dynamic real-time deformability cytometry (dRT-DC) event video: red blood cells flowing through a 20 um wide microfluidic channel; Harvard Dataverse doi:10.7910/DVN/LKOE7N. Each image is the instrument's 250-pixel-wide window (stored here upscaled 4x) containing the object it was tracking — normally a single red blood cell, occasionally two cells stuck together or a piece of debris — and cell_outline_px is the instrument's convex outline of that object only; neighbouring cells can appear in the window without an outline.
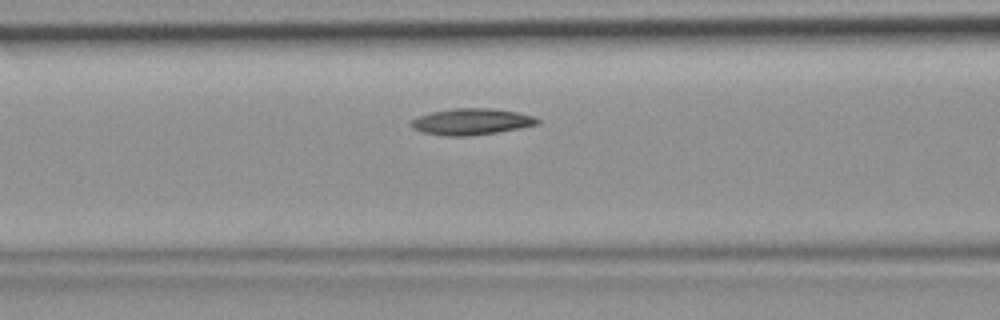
{"species": "common noctule bat (a hibernating species)", "species_latin": "Nyctalus noctula", "temperature_condition": "room temperature", "stored_images_in_passage": 40, "camera_frame_rate_fps": 3000, "um_per_image_px": 0.085, "animal": {"sex": "female", "body_mass_g": 19.9}, "frame": {"image": 1, "passage_image": 12, "time_ms": 3.667, "image_size_px": [1000, 320], "cell_outline_px": [[540, 124], [520, 128], [472, 136], [444, 136], [424, 132], [412, 128], [408, 124], [412, 120], [420, 116], [432, 112], [452, 108], [492, 108], [516, 112], [536, 116], [540, 120]], "centroid_in_image_um": [40.1, 10.34], "position_along_channel_um": 126.5, "area_um2": 19.48}}
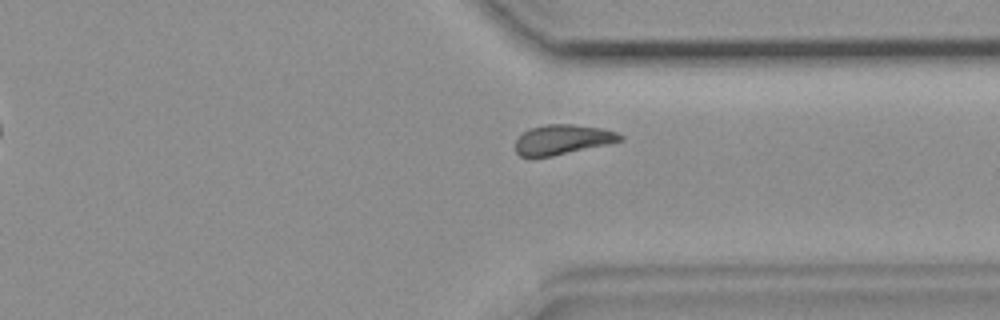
{"frame": {"image": 2, "passage_image": 29, "time_ms": 9.333, "image_size_px": [1000, 320], "cell_outline_px": [[624, 140], [608, 144], [552, 156], [520, 156], [516, 152], [516, 140], [528, 128], [544, 124], [572, 124], [600, 128], [616, 132], [624, 136]], "centroid_in_image_um": [47.83, 11.85], "position_along_channel_um": 363.6, "area_um2": 18.09}}
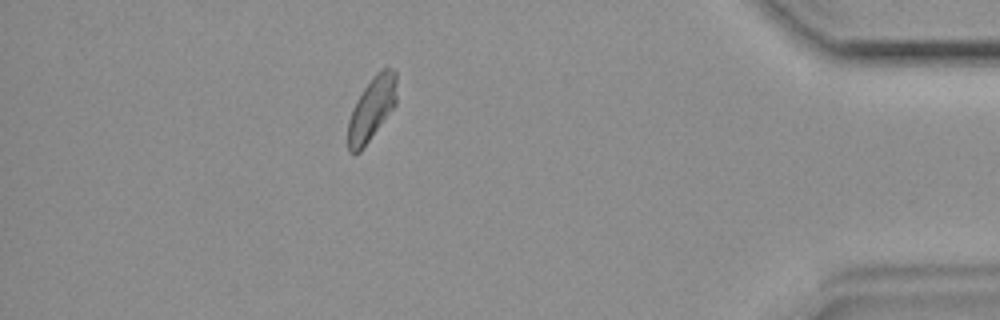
{"frame": {"image": 3, "passage_image": 35, "time_ms": 11.333, "image_size_px": [1000, 320], "cell_outline_px": [[396, 104], [360, 152], [348, 152], [348, 120], [352, 108], [356, 100], [372, 76], [376, 72], [384, 68], [392, 68], [396, 72]], "centroid_in_image_um": [31.59, 9.22], "position_along_channel_um": 403.6, "area_um2": 17.86}}